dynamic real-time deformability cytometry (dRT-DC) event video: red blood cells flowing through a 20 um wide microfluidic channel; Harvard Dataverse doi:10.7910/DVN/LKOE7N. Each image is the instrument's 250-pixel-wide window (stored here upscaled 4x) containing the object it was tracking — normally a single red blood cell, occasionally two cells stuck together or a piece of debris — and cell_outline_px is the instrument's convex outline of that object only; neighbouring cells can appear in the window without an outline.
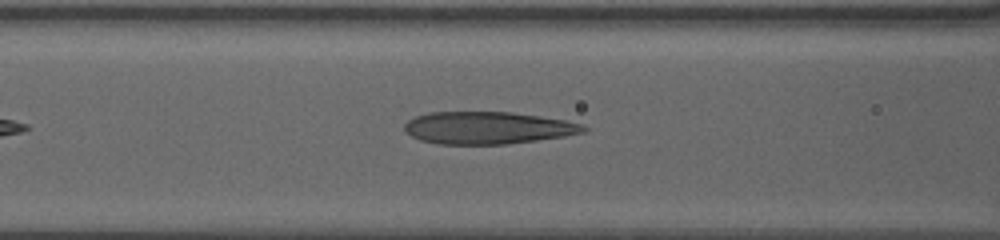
{"species": "human", "species_latin": "Homo sapiens", "temperature_condition": "warm", "stored_images_in_passage": 43, "camera_frame_rate_fps": 3000, "um_per_image_px": 0.085, "donor": {"sex": "female"}, "frame": {"image": 1, "passage_image": 10, "time_ms": 3.0, "image_size_px": [1000, 240], "cell_outline_px": [[588, 128], [584, 132], [564, 136], [508, 144], [436, 144], [420, 140], [404, 132], [404, 124], [408, 120], [416, 116], [428, 112], [512, 112], [564, 120], [584, 124]], "centroid_in_image_um": [41.42, 10.87], "position_along_channel_um": 125.2, "area_um2": 33.76}}
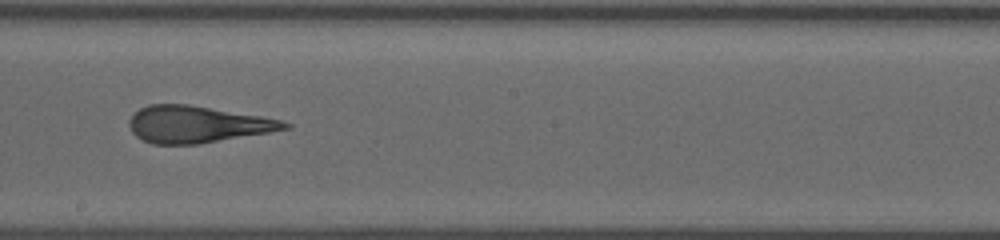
{"frame": {"image": 2, "passage_image": 19, "time_ms": 6.0, "image_size_px": [1000, 240], "cell_outline_px": [[292, 128], [196, 144], [152, 144], [140, 140], [132, 132], [128, 124], [128, 120], [140, 108], [148, 104], [188, 104], [260, 116], [280, 120], [292, 124]], "centroid_in_image_um": [16.71, 10.57], "position_along_channel_um": 231.5, "area_um2": 33.06}}
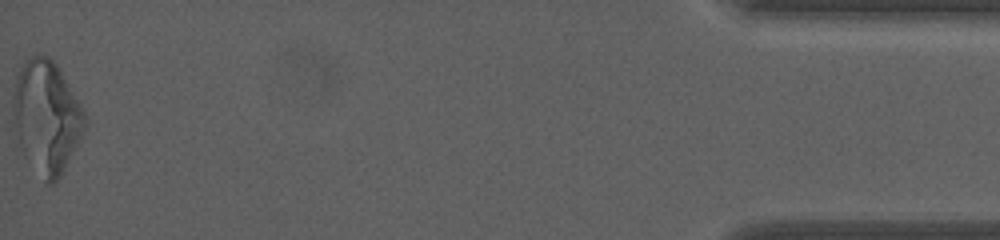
{"frame": {"image": 3, "passage_image": 43, "time_ms": 14.0, "image_size_px": [1000, 240], "cell_outline_px": [[88, 128], [60, 176], [52, 184], [48, 184], [24, 156], [12, 136], [16, 76], [24, 60], [32, 56], [48, 56], [56, 64], [80, 104], [88, 120]], "centroid_in_image_um": [3.95, 9.98], "position_along_channel_um": 431.2, "area_um2": 47.28}, "authors_computed_cell_mechanics": {"area_um2": 35.6626, "velocity_mm_per_s": 3.5408, "shape_relaxation_time_tau1_ms": 9.9483, "shape_relaxation_time_tau2_ms": 1.5651, "deformation_change_tau1": 0.2984, "deformation_change_tau2": 0.1317}}